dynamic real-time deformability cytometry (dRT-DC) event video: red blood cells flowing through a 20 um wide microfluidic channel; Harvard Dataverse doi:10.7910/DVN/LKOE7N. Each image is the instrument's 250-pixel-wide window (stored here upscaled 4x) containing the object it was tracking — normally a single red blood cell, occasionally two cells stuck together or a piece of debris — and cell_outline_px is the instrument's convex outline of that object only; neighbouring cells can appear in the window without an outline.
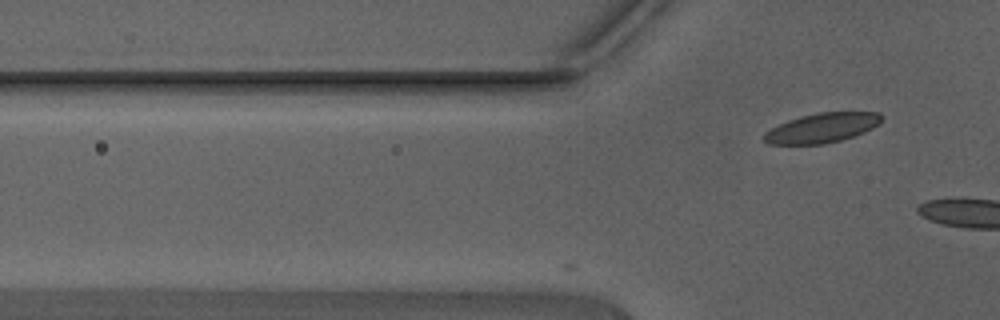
{"species": "Egyptian fruit bat (a non-hibernating species)", "species_latin": "Rousettus aegyptiacus", "temperature_condition": "warm", "stored_images_in_passage": 2, "camera_frame_rate_fps": 3000, "um_per_image_px": 0.085, "animal": {"sex": "male"}, "frame": {"image": 1, "passage_image": 2, "time_ms": 0.333, "image_size_px": [1000, 320], "cell_outline_px": [[880, 120], [872, 128], [864, 132], [840, 140], [824, 144], [768, 144], [764, 140], [764, 132], [788, 120], [800, 116], [820, 112], [880, 112]], "centroid_in_image_um": [69.83, 10.87], "position_along_channel_um": 56.0, "area_um2": 19.94}}